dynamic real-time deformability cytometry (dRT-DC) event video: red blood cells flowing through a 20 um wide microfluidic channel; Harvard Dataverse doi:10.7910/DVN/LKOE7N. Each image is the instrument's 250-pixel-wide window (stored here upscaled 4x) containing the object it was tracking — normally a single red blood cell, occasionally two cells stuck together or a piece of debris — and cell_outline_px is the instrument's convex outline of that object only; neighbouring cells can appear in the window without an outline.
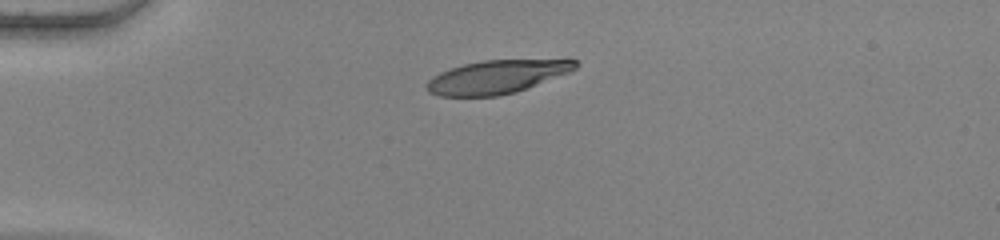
{"species": "human", "species_latin": "Homo sapiens", "temperature_condition": "warm", "stored_images_in_passage": 41, "camera_frame_rate_fps": 3000, "um_per_image_px": 0.085, "donor": {"sex": "female"}, "frame": {"image": 1, "passage_image": 1, "time_ms": 0.0, "image_size_px": [1000, 240], "cell_outline_px": [[580, 64], [576, 68], [568, 72], [516, 92], [496, 96], [440, 96], [428, 92], [424, 88], [424, 84], [432, 76], [440, 72], [464, 64], [484, 60], [576, 60]], "centroid_in_image_um": [42.15, 6.54], "position_along_channel_um": 42.8, "area_um2": 28.61}}
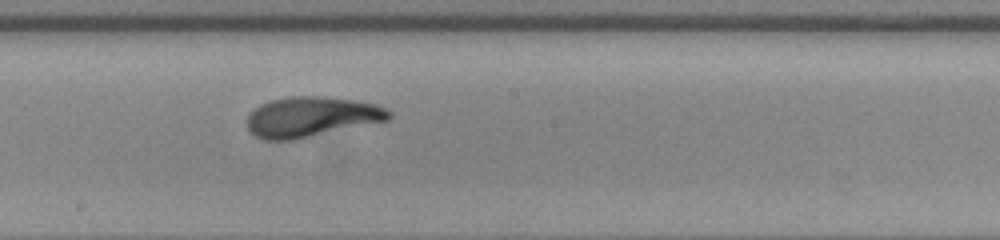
{"frame": {"image": 2, "passage_image": 18, "time_ms": 5.667, "image_size_px": [1000, 240], "cell_outline_px": [[392, 116], [388, 120], [292, 140], [264, 140], [256, 136], [248, 128], [248, 116], [260, 104], [268, 100], [288, 96], [316, 96], [352, 100], [376, 104], [392, 112]], "centroid_in_image_um": [26.45, 9.92], "position_along_channel_um": 221.7, "area_um2": 32.83}}
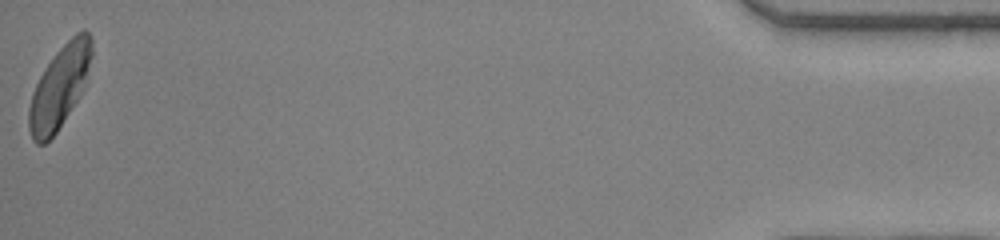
{"frame": {"image": 3, "passage_image": 41, "time_ms": 13.333, "image_size_px": [1000, 240], "cell_outline_px": [[92, 56], [84, 88], [80, 96], [56, 132], [44, 144], [36, 144], [32, 140], [28, 128], [28, 108], [32, 92], [44, 68], [56, 52], [76, 32], [84, 28], [92, 36]], "centroid_in_image_um": [5.06, 7.38], "position_along_channel_um": 430.1, "area_um2": 30.17}, "authors_computed_cell_mechanics": {"area_um2": 31.8478, "velocity_mm_per_s": 3.8424, "shape_relaxation_time_tau1_ms": 3.3565, "shape_relaxation_time_tau2_ms": 1.0198, "deformation_change_tau1": 0.1909, "deformation_change_tau2": 0.0689}}